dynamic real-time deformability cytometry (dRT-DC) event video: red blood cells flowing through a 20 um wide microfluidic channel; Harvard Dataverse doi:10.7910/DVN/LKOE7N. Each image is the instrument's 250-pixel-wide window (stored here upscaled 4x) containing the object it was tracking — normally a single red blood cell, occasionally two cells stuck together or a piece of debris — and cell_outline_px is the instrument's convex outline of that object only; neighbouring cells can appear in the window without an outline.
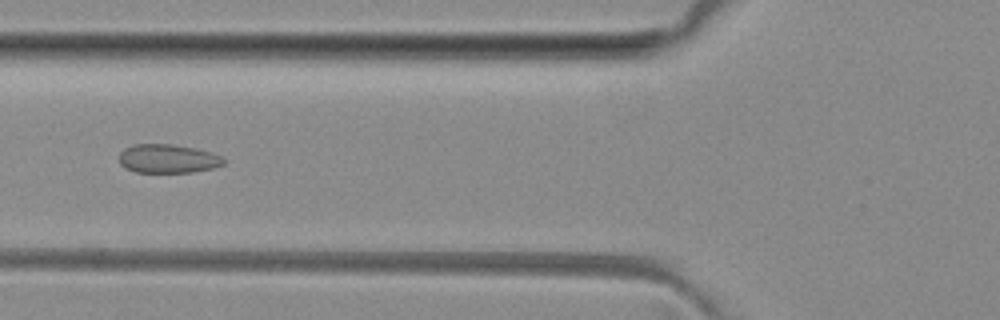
{"species": "common noctule bat (a hibernating species)", "species_latin": "Nyctalus noctula", "temperature_condition": "room temperature", "stored_images_in_passage": 5, "camera_frame_rate_fps": 3000, "um_per_image_px": 0.085, "animal": {"sex": "female", "body_mass_g": 29.2, "forearm_length_mm": 56.3}, "frame": {"image": 1, "passage_image": 5, "time_ms": 5.667, "image_size_px": [1000, 320], "cell_outline_px": [[228, 160], [224, 164], [212, 168], [192, 172], [136, 172], [124, 168], [120, 164], [120, 152], [124, 148], [132, 144], [172, 144], [196, 148], [212, 152]], "centroid_in_image_um": [14.28, 13.48], "position_along_channel_um": 111.5, "area_um2": 17.69}}